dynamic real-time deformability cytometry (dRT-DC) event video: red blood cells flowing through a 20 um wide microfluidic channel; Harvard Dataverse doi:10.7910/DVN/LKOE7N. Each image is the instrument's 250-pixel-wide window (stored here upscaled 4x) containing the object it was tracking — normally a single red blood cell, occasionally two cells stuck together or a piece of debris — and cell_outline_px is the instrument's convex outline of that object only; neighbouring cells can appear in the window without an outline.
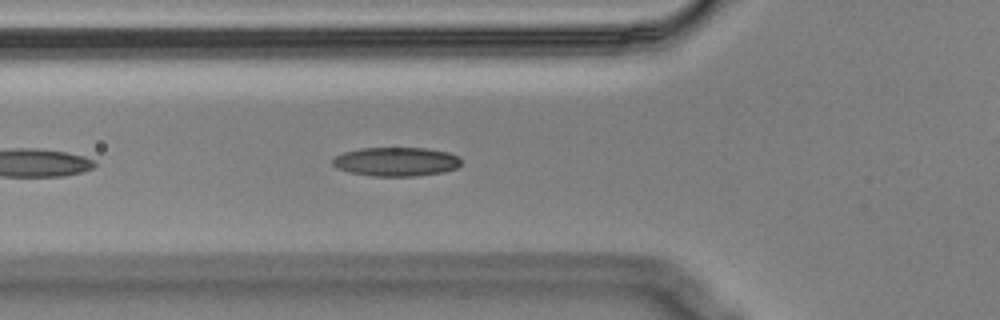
{"species": "Egyptian fruit bat (a non-hibernating species)", "species_latin": "Rousettus aegyptiacus", "temperature_condition": "cold", "stored_images_in_passage": 22, "camera_frame_rate_fps": 3000, "um_per_image_px": 0.085, "animal": {"sex": "male"}, "frame": {"image": 1, "passage_image": 7, "time_ms": 2.0, "image_size_px": [1000, 320], "cell_outline_px": [[460, 164], [456, 168], [444, 172], [416, 176], [372, 176], [348, 172], [336, 168], [332, 164], [332, 160], [336, 156], [344, 152], [360, 148], [424, 148], [448, 152], [456, 156], [460, 160]], "centroid_in_image_um": [33.64, 13.75], "position_along_channel_um": 92.2, "area_um2": 21.68}}
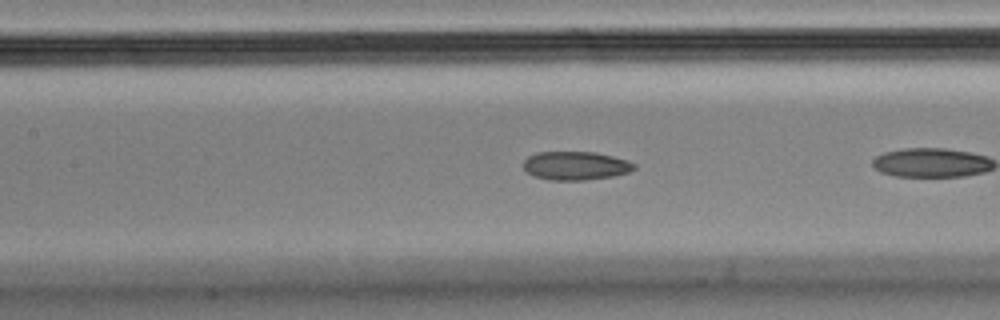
{"frame": {"image": 2, "passage_image": 10, "time_ms": 3.0, "image_size_px": [1000, 320], "cell_outline_px": [[636, 168], [628, 172], [612, 176], [584, 180], [548, 180], [536, 176], [528, 172], [524, 168], [524, 160], [528, 156], [536, 152], [596, 152], [628, 160], [636, 164]], "centroid_in_image_um": [48.94, 14.08], "position_along_channel_um": 158.5, "area_um2": 18.38}}
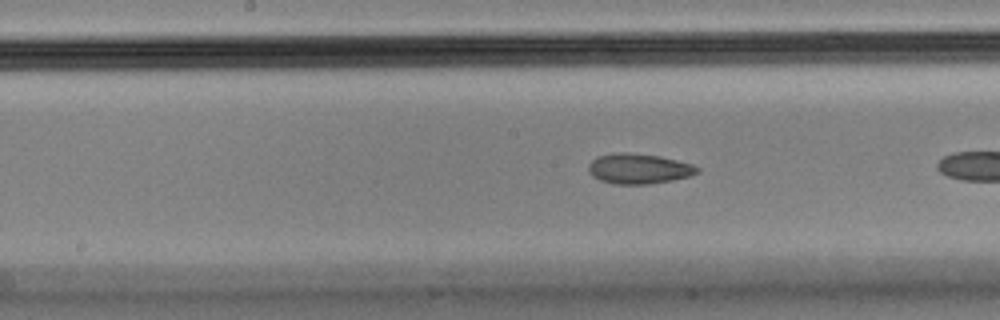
{"frame": {"image": 3, "passage_image": 13, "time_ms": 4.0, "image_size_px": [1000, 320], "cell_outline_px": [[700, 172], [692, 176], [672, 180], [648, 184], [612, 184], [600, 180], [592, 176], [588, 172], [588, 164], [592, 160], [600, 156], [616, 152], [624, 152], [660, 156], [692, 164], [700, 168]], "centroid_in_image_um": [54.3, 14.35], "position_along_channel_um": 193.9, "area_um2": 19.25}}